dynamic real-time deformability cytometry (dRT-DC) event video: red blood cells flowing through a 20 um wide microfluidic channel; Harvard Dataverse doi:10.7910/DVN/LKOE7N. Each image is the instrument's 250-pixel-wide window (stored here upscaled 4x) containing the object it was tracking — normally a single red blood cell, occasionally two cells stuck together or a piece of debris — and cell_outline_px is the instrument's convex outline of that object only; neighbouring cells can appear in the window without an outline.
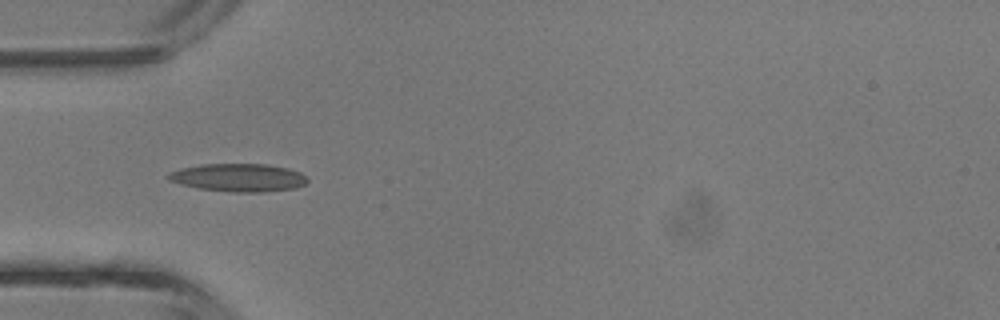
{"species": "common noctule bat (a hibernating species)", "species_latin": "Nyctalus noctula", "temperature_condition": "room temperature", "stored_images_in_passage": 31, "camera_frame_rate_fps": 3000, "um_per_image_px": 0.085, "animal": {"sex": "male", "body_mass_g": 13.3}, "frame": {"image": 1, "passage_image": 3, "time_ms": 0.667, "image_size_px": [1000, 320], "cell_outline_px": [[308, 180], [304, 184], [296, 188], [264, 192], [232, 192], [200, 188], [180, 184], [168, 180], [164, 176], [168, 172], [180, 168], [200, 164], [268, 164], [288, 168], [300, 172]], "centroid_in_image_um": [20.23, 15.09], "position_along_channel_um": 64.8, "area_um2": 22.83}}
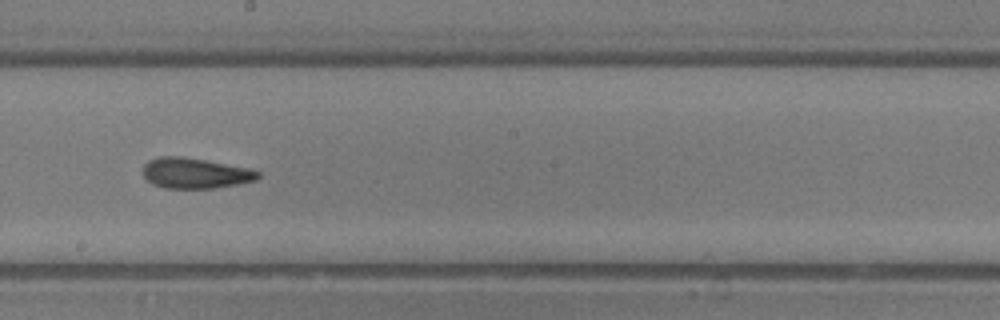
{"frame": {"image": 2, "passage_image": 13, "time_ms": 4.0, "image_size_px": [1000, 320], "cell_outline_px": [[260, 176], [256, 180], [240, 184], [216, 188], [164, 188], [152, 184], [144, 176], [144, 164], [148, 160], [160, 156], [184, 156], [248, 168], [260, 172]], "centroid_in_image_um": [16.59, 14.72], "position_along_channel_um": 231.6, "area_um2": 20.52}}
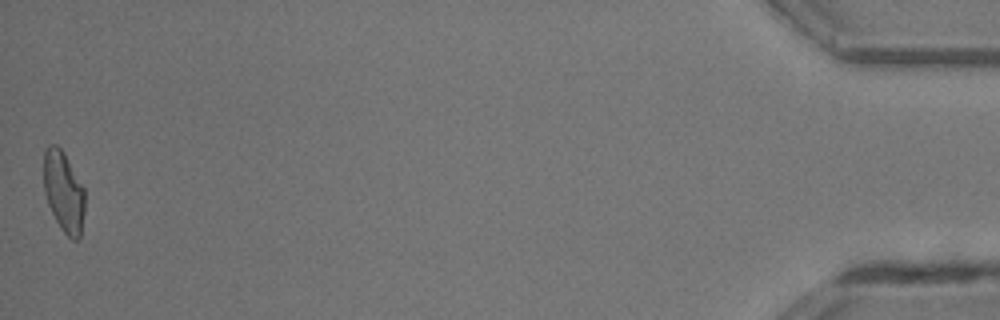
{"frame": {"image": 3, "passage_image": 31, "time_ms": 10.0, "image_size_px": [1000, 320], "cell_outline_px": [[84, 212], [80, 236], [76, 240], [72, 240], [60, 228], [48, 204], [44, 192], [44, 152], [48, 144], [56, 144], [64, 152], [84, 188]], "centroid_in_image_um": [5.4, 16.28], "position_along_channel_um": 429.8, "area_um2": 19.31}, "authors_computed_cell_mechanics": {"area_um2": 19.9988, "velocity_mm_per_s": 4.9997, "shape_relaxation_time_tau1_ms": 5.0289, "shape_relaxation_time_tau2_ms": 2.3238, "deformation_change_tau1": 0.19, "deformation_change_tau2": 0.1231}}